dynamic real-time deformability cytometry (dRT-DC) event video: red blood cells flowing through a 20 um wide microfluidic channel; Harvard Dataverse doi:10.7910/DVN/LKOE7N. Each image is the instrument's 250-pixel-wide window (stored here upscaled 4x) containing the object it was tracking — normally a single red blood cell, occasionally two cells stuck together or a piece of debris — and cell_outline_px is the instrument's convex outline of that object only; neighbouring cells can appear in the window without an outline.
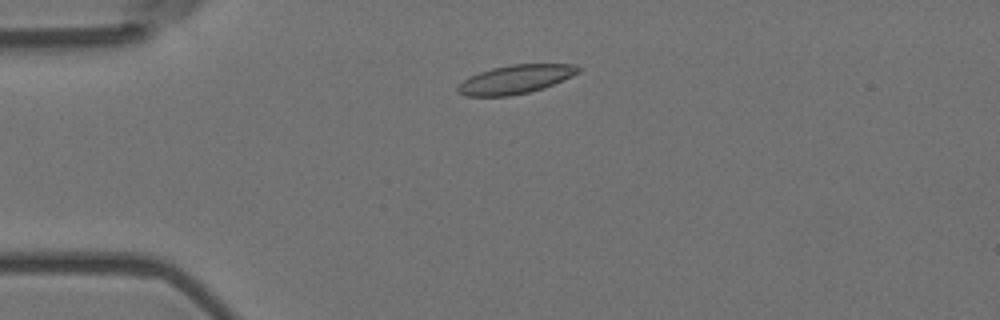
{"species": "Egyptian fruit bat (a non-hibernating species)", "species_latin": "Rousettus aegyptiacus", "temperature_condition": "room temperature", "stored_images_in_passage": 3, "camera_frame_rate_fps": 3000, "um_per_image_px": 0.085, "animal": {"sex": "female"}, "frame": {"image": 1, "passage_image": 2, "time_ms": 0.333, "image_size_px": [1000, 320], "cell_outline_px": [[580, 72], [572, 76], [544, 88], [528, 92], [508, 96], [464, 96], [456, 92], [456, 88], [464, 80], [480, 72], [492, 68], [512, 64], [576, 64], [580, 68]], "centroid_in_image_um": [43.82, 6.74], "position_along_channel_um": 41.2, "area_um2": 20.06}}